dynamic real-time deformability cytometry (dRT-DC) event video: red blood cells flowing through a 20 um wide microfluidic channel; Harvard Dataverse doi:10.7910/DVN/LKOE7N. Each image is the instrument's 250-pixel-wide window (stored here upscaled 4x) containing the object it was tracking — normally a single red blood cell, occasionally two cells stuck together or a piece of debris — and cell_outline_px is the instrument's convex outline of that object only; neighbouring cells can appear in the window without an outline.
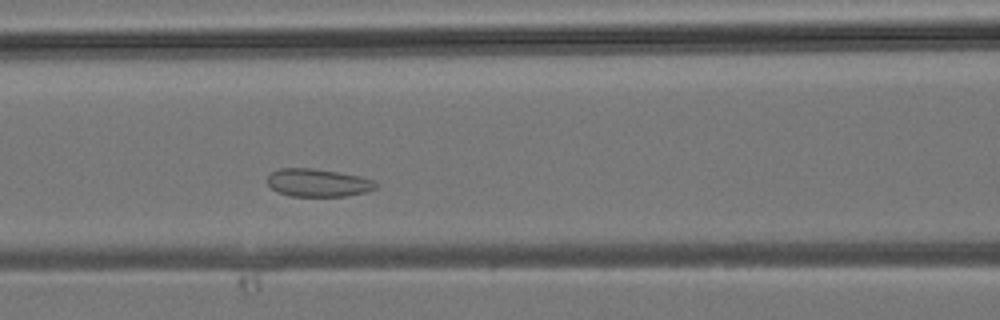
{"species": "common noctule bat (a hibernating species)", "species_latin": "Nyctalus noctula", "temperature_condition": "room temperature", "stored_images_in_passage": 26, "camera_frame_rate_fps": 3000, "um_per_image_px": 0.085, "animal": {"sex": "male", "body_mass_g": 19.2, "forearm_length_mm": 51.8}, "frame": {"image": 1, "passage_image": 10, "time_ms": 3.0, "image_size_px": [1000, 320], "cell_outline_px": [[380, 184], [376, 188], [368, 192], [344, 196], [292, 196], [276, 192], [268, 184], [268, 176], [272, 172], [280, 168], [312, 168], [360, 176], [372, 180]], "centroid_in_image_um": [27.05, 15.54], "position_along_channel_um": 139.6, "area_um2": 17.63}}
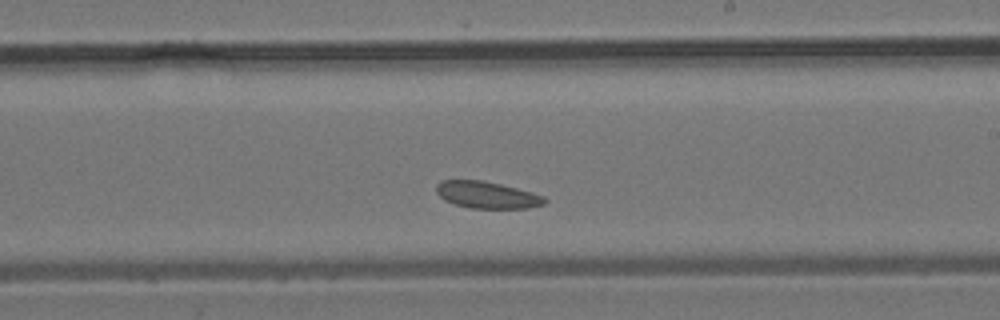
{"frame": {"image": 2, "passage_image": 16, "time_ms": 5.0, "image_size_px": [1000, 320], "cell_outline_px": [[548, 200], [544, 204], [528, 208], [472, 208], [456, 204], [444, 200], [436, 192], [436, 184], [440, 180], [484, 180], [532, 192], [544, 196]], "centroid_in_image_um": [41.39, 16.56], "position_along_channel_um": 247.6, "area_um2": 16.94}}
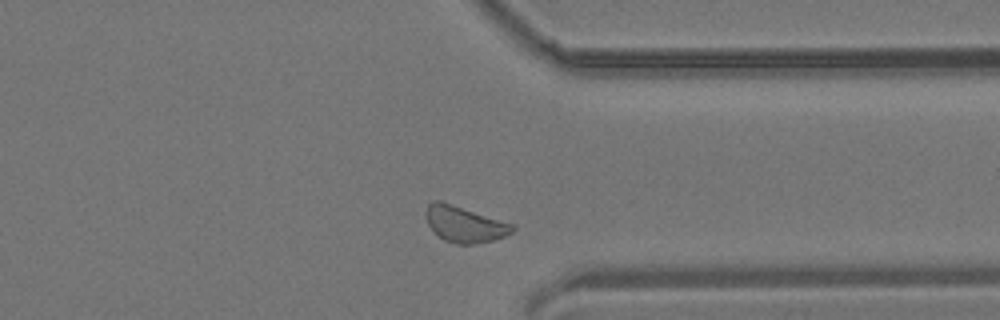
{"frame": {"image": 3, "passage_image": 23, "time_ms": 7.333, "image_size_px": [1000, 320], "cell_outline_px": [[516, 228], [512, 232], [504, 236], [492, 240], [476, 244], [456, 244], [444, 240], [428, 224], [424, 212], [428, 204], [432, 200], [440, 200], [516, 224]], "centroid_in_image_um": [39.51, 19.04], "position_along_channel_um": 371.9, "area_um2": 18.32}}